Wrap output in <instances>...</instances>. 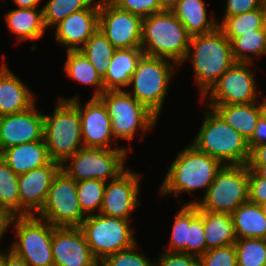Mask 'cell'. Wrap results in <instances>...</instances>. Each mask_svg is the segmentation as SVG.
Segmentation results:
<instances>
[{"mask_svg": "<svg viewBox=\"0 0 266 266\" xmlns=\"http://www.w3.org/2000/svg\"><path fill=\"white\" fill-rule=\"evenodd\" d=\"M57 99L70 101L78 109L84 147L113 149L115 138L111 119L104 103L98 97L89 98L84 107L78 95Z\"/></svg>", "mask_w": 266, "mask_h": 266, "instance_id": "5bb4252c", "label": "cell"}, {"mask_svg": "<svg viewBox=\"0 0 266 266\" xmlns=\"http://www.w3.org/2000/svg\"><path fill=\"white\" fill-rule=\"evenodd\" d=\"M260 3L264 6L266 4V0H259Z\"/></svg>", "mask_w": 266, "mask_h": 266, "instance_id": "db71d44e", "label": "cell"}, {"mask_svg": "<svg viewBox=\"0 0 266 266\" xmlns=\"http://www.w3.org/2000/svg\"><path fill=\"white\" fill-rule=\"evenodd\" d=\"M266 143V111L259 117L252 138L248 141L250 149L257 144Z\"/></svg>", "mask_w": 266, "mask_h": 266, "instance_id": "f6af8a7d", "label": "cell"}, {"mask_svg": "<svg viewBox=\"0 0 266 266\" xmlns=\"http://www.w3.org/2000/svg\"><path fill=\"white\" fill-rule=\"evenodd\" d=\"M51 249L54 266H95L99 263L80 227H54Z\"/></svg>", "mask_w": 266, "mask_h": 266, "instance_id": "ac0fdd59", "label": "cell"}, {"mask_svg": "<svg viewBox=\"0 0 266 266\" xmlns=\"http://www.w3.org/2000/svg\"><path fill=\"white\" fill-rule=\"evenodd\" d=\"M249 168L247 165H223L206 194L184 204H195L199 210L231 214L249 201Z\"/></svg>", "mask_w": 266, "mask_h": 266, "instance_id": "52a82bcc", "label": "cell"}, {"mask_svg": "<svg viewBox=\"0 0 266 266\" xmlns=\"http://www.w3.org/2000/svg\"><path fill=\"white\" fill-rule=\"evenodd\" d=\"M144 55L141 47L116 49L103 78L104 91L125 90Z\"/></svg>", "mask_w": 266, "mask_h": 266, "instance_id": "cb8c5ba5", "label": "cell"}, {"mask_svg": "<svg viewBox=\"0 0 266 266\" xmlns=\"http://www.w3.org/2000/svg\"><path fill=\"white\" fill-rule=\"evenodd\" d=\"M141 174L126 169L116 179L106 182L100 214L131 220L139 202Z\"/></svg>", "mask_w": 266, "mask_h": 266, "instance_id": "2e32d148", "label": "cell"}, {"mask_svg": "<svg viewBox=\"0 0 266 266\" xmlns=\"http://www.w3.org/2000/svg\"><path fill=\"white\" fill-rule=\"evenodd\" d=\"M4 18L9 32L16 36L19 43L40 40L47 31L43 22V9L39 7H17L6 12Z\"/></svg>", "mask_w": 266, "mask_h": 266, "instance_id": "d4e9b609", "label": "cell"}, {"mask_svg": "<svg viewBox=\"0 0 266 266\" xmlns=\"http://www.w3.org/2000/svg\"><path fill=\"white\" fill-rule=\"evenodd\" d=\"M129 149L120 145L113 149L82 147L61 164V170L76 182L89 179L108 182L126 170Z\"/></svg>", "mask_w": 266, "mask_h": 266, "instance_id": "9c48e42d", "label": "cell"}, {"mask_svg": "<svg viewBox=\"0 0 266 266\" xmlns=\"http://www.w3.org/2000/svg\"><path fill=\"white\" fill-rule=\"evenodd\" d=\"M98 74L103 79L108 71L109 64L116 48L107 40L106 36L98 29L80 49Z\"/></svg>", "mask_w": 266, "mask_h": 266, "instance_id": "1f68e13d", "label": "cell"}, {"mask_svg": "<svg viewBox=\"0 0 266 266\" xmlns=\"http://www.w3.org/2000/svg\"><path fill=\"white\" fill-rule=\"evenodd\" d=\"M190 35L172 11L143 18L141 49L144 55L171 60L179 67L186 57Z\"/></svg>", "mask_w": 266, "mask_h": 266, "instance_id": "277c9868", "label": "cell"}, {"mask_svg": "<svg viewBox=\"0 0 266 266\" xmlns=\"http://www.w3.org/2000/svg\"><path fill=\"white\" fill-rule=\"evenodd\" d=\"M205 0H181L171 11L190 36L208 34L218 28V18L208 15Z\"/></svg>", "mask_w": 266, "mask_h": 266, "instance_id": "484cf974", "label": "cell"}, {"mask_svg": "<svg viewBox=\"0 0 266 266\" xmlns=\"http://www.w3.org/2000/svg\"><path fill=\"white\" fill-rule=\"evenodd\" d=\"M232 55L236 62L254 63L255 57L266 55V29H259L231 41Z\"/></svg>", "mask_w": 266, "mask_h": 266, "instance_id": "4dcf8cb0", "label": "cell"}, {"mask_svg": "<svg viewBox=\"0 0 266 266\" xmlns=\"http://www.w3.org/2000/svg\"><path fill=\"white\" fill-rule=\"evenodd\" d=\"M3 1V0H2ZM18 8H34L39 7L42 0H12ZM5 2V0L3 1Z\"/></svg>", "mask_w": 266, "mask_h": 266, "instance_id": "681fc988", "label": "cell"}, {"mask_svg": "<svg viewBox=\"0 0 266 266\" xmlns=\"http://www.w3.org/2000/svg\"><path fill=\"white\" fill-rule=\"evenodd\" d=\"M249 201L263 205L266 203V179L249 169Z\"/></svg>", "mask_w": 266, "mask_h": 266, "instance_id": "7bdbcfd3", "label": "cell"}, {"mask_svg": "<svg viewBox=\"0 0 266 266\" xmlns=\"http://www.w3.org/2000/svg\"><path fill=\"white\" fill-rule=\"evenodd\" d=\"M53 28L55 41L66 51H78L99 29V0L87 9L73 12Z\"/></svg>", "mask_w": 266, "mask_h": 266, "instance_id": "ffe728a7", "label": "cell"}, {"mask_svg": "<svg viewBox=\"0 0 266 266\" xmlns=\"http://www.w3.org/2000/svg\"><path fill=\"white\" fill-rule=\"evenodd\" d=\"M60 170L61 164L51 161L19 175L20 216L36 215L41 210L52 181Z\"/></svg>", "mask_w": 266, "mask_h": 266, "instance_id": "d6986e66", "label": "cell"}, {"mask_svg": "<svg viewBox=\"0 0 266 266\" xmlns=\"http://www.w3.org/2000/svg\"><path fill=\"white\" fill-rule=\"evenodd\" d=\"M204 106L213 108L248 142L254 134L259 117L266 111V96L261 103L257 101L245 104H206Z\"/></svg>", "mask_w": 266, "mask_h": 266, "instance_id": "7402d4cb", "label": "cell"}, {"mask_svg": "<svg viewBox=\"0 0 266 266\" xmlns=\"http://www.w3.org/2000/svg\"><path fill=\"white\" fill-rule=\"evenodd\" d=\"M66 54L67 59L64 65L66 77L68 76L77 83L93 86L95 92L92 93V97H99L104 92L103 79L90 61L80 50L66 51Z\"/></svg>", "mask_w": 266, "mask_h": 266, "instance_id": "f1b7e54d", "label": "cell"}, {"mask_svg": "<svg viewBox=\"0 0 266 266\" xmlns=\"http://www.w3.org/2000/svg\"><path fill=\"white\" fill-rule=\"evenodd\" d=\"M3 266H30L23 258L14 254L10 249H3Z\"/></svg>", "mask_w": 266, "mask_h": 266, "instance_id": "c3c4849f", "label": "cell"}, {"mask_svg": "<svg viewBox=\"0 0 266 266\" xmlns=\"http://www.w3.org/2000/svg\"><path fill=\"white\" fill-rule=\"evenodd\" d=\"M163 10L171 11L181 0H158Z\"/></svg>", "mask_w": 266, "mask_h": 266, "instance_id": "f907efd6", "label": "cell"}, {"mask_svg": "<svg viewBox=\"0 0 266 266\" xmlns=\"http://www.w3.org/2000/svg\"><path fill=\"white\" fill-rule=\"evenodd\" d=\"M137 248L138 244L135 243L128 249L108 255L101 263L104 266H155V260Z\"/></svg>", "mask_w": 266, "mask_h": 266, "instance_id": "74e56055", "label": "cell"}, {"mask_svg": "<svg viewBox=\"0 0 266 266\" xmlns=\"http://www.w3.org/2000/svg\"><path fill=\"white\" fill-rule=\"evenodd\" d=\"M199 260L200 266H238L234 244L209 249L199 257Z\"/></svg>", "mask_w": 266, "mask_h": 266, "instance_id": "ab89813d", "label": "cell"}, {"mask_svg": "<svg viewBox=\"0 0 266 266\" xmlns=\"http://www.w3.org/2000/svg\"><path fill=\"white\" fill-rule=\"evenodd\" d=\"M118 9L128 11L142 18L164 11L158 0H108Z\"/></svg>", "mask_w": 266, "mask_h": 266, "instance_id": "60d3db41", "label": "cell"}, {"mask_svg": "<svg viewBox=\"0 0 266 266\" xmlns=\"http://www.w3.org/2000/svg\"><path fill=\"white\" fill-rule=\"evenodd\" d=\"M204 213L206 251L225 247L237 240L231 214L201 210Z\"/></svg>", "mask_w": 266, "mask_h": 266, "instance_id": "83f0119b", "label": "cell"}, {"mask_svg": "<svg viewBox=\"0 0 266 266\" xmlns=\"http://www.w3.org/2000/svg\"><path fill=\"white\" fill-rule=\"evenodd\" d=\"M176 66L171 60L143 55L130 79L131 90L125 91L159 119Z\"/></svg>", "mask_w": 266, "mask_h": 266, "instance_id": "5b68a950", "label": "cell"}, {"mask_svg": "<svg viewBox=\"0 0 266 266\" xmlns=\"http://www.w3.org/2000/svg\"><path fill=\"white\" fill-rule=\"evenodd\" d=\"M266 13L262 5L260 8L250 12L242 13L234 16H223L222 20H218V28L230 40V42L238 36L259 29H265Z\"/></svg>", "mask_w": 266, "mask_h": 266, "instance_id": "f546056e", "label": "cell"}, {"mask_svg": "<svg viewBox=\"0 0 266 266\" xmlns=\"http://www.w3.org/2000/svg\"><path fill=\"white\" fill-rule=\"evenodd\" d=\"M224 16L240 15L262 6L259 0H226Z\"/></svg>", "mask_w": 266, "mask_h": 266, "instance_id": "ee69618b", "label": "cell"}, {"mask_svg": "<svg viewBox=\"0 0 266 266\" xmlns=\"http://www.w3.org/2000/svg\"><path fill=\"white\" fill-rule=\"evenodd\" d=\"M205 252L204 213L199 210V214L190 222L186 254L200 257Z\"/></svg>", "mask_w": 266, "mask_h": 266, "instance_id": "f35d334b", "label": "cell"}, {"mask_svg": "<svg viewBox=\"0 0 266 266\" xmlns=\"http://www.w3.org/2000/svg\"><path fill=\"white\" fill-rule=\"evenodd\" d=\"M95 0H48L43 9V22L53 28L73 12L87 9Z\"/></svg>", "mask_w": 266, "mask_h": 266, "instance_id": "d590c367", "label": "cell"}, {"mask_svg": "<svg viewBox=\"0 0 266 266\" xmlns=\"http://www.w3.org/2000/svg\"><path fill=\"white\" fill-rule=\"evenodd\" d=\"M143 18L99 0V30L116 48L141 47Z\"/></svg>", "mask_w": 266, "mask_h": 266, "instance_id": "9a60e30c", "label": "cell"}, {"mask_svg": "<svg viewBox=\"0 0 266 266\" xmlns=\"http://www.w3.org/2000/svg\"><path fill=\"white\" fill-rule=\"evenodd\" d=\"M50 115L44 114V140L52 161L63 164L83 146L78 109L70 102L57 99Z\"/></svg>", "mask_w": 266, "mask_h": 266, "instance_id": "8992f818", "label": "cell"}, {"mask_svg": "<svg viewBox=\"0 0 266 266\" xmlns=\"http://www.w3.org/2000/svg\"><path fill=\"white\" fill-rule=\"evenodd\" d=\"M205 107L202 125L191 144L223 165H247L250 147L246 139L213 108Z\"/></svg>", "mask_w": 266, "mask_h": 266, "instance_id": "3957f363", "label": "cell"}, {"mask_svg": "<svg viewBox=\"0 0 266 266\" xmlns=\"http://www.w3.org/2000/svg\"><path fill=\"white\" fill-rule=\"evenodd\" d=\"M264 213L266 214V203L262 205Z\"/></svg>", "mask_w": 266, "mask_h": 266, "instance_id": "11a10c76", "label": "cell"}, {"mask_svg": "<svg viewBox=\"0 0 266 266\" xmlns=\"http://www.w3.org/2000/svg\"><path fill=\"white\" fill-rule=\"evenodd\" d=\"M95 266H104V265L101 262H99Z\"/></svg>", "mask_w": 266, "mask_h": 266, "instance_id": "9f6ffc18", "label": "cell"}, {"mask_svg": "<svg viewBox=\"0 0 266 266\" xmlns=\"http://www.w3.org/2000/svg\"><path fill=\"white\" fill-rule=\"evenodd\" d=\"M234 245L238 266H266V239L242 238Z\"/></svg>", "mask_w": 266, "mask_h": 266, "instance_id": "8d00e7d4", "label": "cell"}, {"mask_svg": "<svg viewBox=\"0 0 266 266\" xmlns=\"http://www.w3.org/2000/svg\"><path fill=\"white\" fill-rule=\"evenodd\" d=\"M247 165H266V143L254 145L250 149Z\"/></svg>", "mask_w": 266, "mask_h": 266, "instance_id": "bcb514c9", "label": "cell"}, {"mask_svg": "<svg viewBox=\"0 0 266 266\" xmlns=\"http://www.w3.org/2000/svg\"><path fill=\"white\" fill-rule=\"evenodd\" d=\"M0 65V117L28 110L36 103L35 94L6 63Z\"/></svg>", "mask_w": 266, "mask_h": 266, "instance_id": "44dd1931", "label": "cell"}, {"mask_svg": "<svg viewBox=\"0 0 266 266\" xmlns=\"http://www.w3.org/2000/svg\"><path fill=\"white\" fill-rule=\"evenodd\" d=\"M192 63L194 83L200 90V99L236 62L230 40L217 28L208 34L190 37L189 48L182 64Z\"/></svg>", "mask_w": 266, "mask_h": 266, "instance_id": "6da1fadb", "label": "cell"}, {"mask_svg": "<svg viewBox=\"0 0 266 266\" xmlns=\"http://www.w3.org/2000/svg\"><path fill=\"white\" fill-rule=\"evenodd\" d=\"M237 239H266V214L263 207L250 201L231 213Z\"/></svg>", "mask_w": 266, "mask_h": 266, "instance_id": "4316f807", "label": "cell"}, {"mask_svg": "<svg viewBox=\"0 0 266 266\" xmlns=\"http://www.w3.org/2000/svg\"><path fill=\"white\" fill-rule=\"evenodd\" d=\"M36 216L54 227H80L86 218L79 205L77 182L63 170L54 177L45 203Z\"/></svg>", "mask_w": 266, "mask_h": 266, "instance_id": "7c38bea8", "label": "cell"}, {"mask_svg": "<svg viewBox=\"0 0 266 266\" xmlns=\"http://www.w3.org/2000/svg\"><path fill=\"white\" fill-rule=\"evenodd\" d=\"M251 65L254 66L253 63L235 62L199 99L200 102L203 104H245L259 101L257 100L259 85H257V76Z\"/></svg>", "mask_w": 266, "mask_h": 266, "instance_id": "4fadbf2b", "label": "cell"}, {"mask_svg": "<svg viewBox=\"0 0 266 266\" xmlns=\"http://www.w3.org/2000/svg\"><path fill=\"white\" fill-rule=\"evenodd\" d=\"M130 220L102 214L87 215L80 228L93 256L102 262L108 255L137 243Z\"/></svg>", "mask_w": 266, "mask_h": 266, "instance_id": "8fae6325", "label": "cell"}, {"mask_svg": "<svg viewBox=\"0 0 266 266\" xmlns=\"http://www.w3.org/2000/svg\"><path fill=\"white\" fill-rule=\"evenodd\" d=\"M19 175L0 157V206L20 216Z\"/></svg>", "mask_w": 266, "mask_h": 266, "instance_id": "836d02e7", "label": "cell"}, {"mask_svg": "<svg viewBox=\"0 0 266 266\" xmlns=\"http://www.w3.org/2000/svg\"><path fill=\"white\" fill-rule=\"evenodd\" d=\"M36 103L26 111L0 117V152L12 146L44 140V117Z\"/></svg>", "mask_w": 266, "mask_h": 266, "instance_id": "e0dca14e", "label": "cell"}, {"mask_svg": "<svg viewBox=\"0 0 266 266\" xmlns=\"http://www.w3.org/2000/svg\"><path fill=\"white\" fill-rule=\"evenodd\" d=\"M0 157L18 175L47 165L52 161L45 140L9 147L0 152Z\"/></svg>", "mask_w": 266, "mask_h": 266, "instance_id": "603a6c76", "label": "cell"}, {"mask_svg": "<svg viewBox=\"0 0 266 266\" xmlns=\"http://www.w3.org/2000/svg\"><path fill=\"white\" fill-rule=\"evenodd\" d=\"M178 202L180 210L175 215L171 237L164 251L186 253L190 222L199 214V208L195 204H182L184 202L181 200Z\"/></svg>", "mask_w": 266, "mask_h": 266, "instance_id": "d6a6232c", "label": "cell"}, {"mask_svg": "<svg viewBox=\"0 0 266 266\" xmlns=\"http://www.w3.org/2000/svg\"><path fill=\"white\" fill-rule=\"evenodd\" d=\"M250 170H253L259 177L266 179V165H247Z\"/></svg>", "mask_w": 266, "mask_h": 266, "instance_id": "816d5d0a", "label": "cell"}, {"mask_svg": "<svg viewBox=\"0 0 266 266\" xmlns=\"http://www.w3.org/2000/svg\"><path fill=\"white\" fill-rule=\"evenodd\" d=\"M155 257V266H200L199 257L181 252H161Z\"/></svg>", "mask_w": 266, "mask_h": 266, "instance_id": "b9f144b4", "label": "cell"}, {"mask_svg": "<svg viewBox=\"0 0 266 266\" xmlns=\"http://www.w3.org/2000/svg\"><path fill=\"white\" fill-rule=\"evenodd\" d=\"M98 98L110 116L115 142L119 139L130 142L137 131L142 133V139L158 124V118L125 90L104 91Z\"/></svg>", "mask_w": 266, "mask_h": 266, "instance_id": "ba28073f", "label": "cell"}, {"mask_svg": "<svg viewBox=\"0 0 266 266\" xmlns=\"http://www.w3.org/2000/svg\"><path fill=\"white\" fill-rule=\"evenodd\" d=\"M12 227L16 235L9 249L30 266H54L52 238L54 226L36 215L15 216Z\"/></svg>", "mask_w": 266, "mask_h": 266, "instance_id": "30bf717a", "label": "cell"}, {"mask_svg": "<svg viewBox=\"0 0 266 266\" xmlns=\"http://www.w3.org/2000/svg\"><path fill=\"white\" fill-rule=\"evenodd\" d=\"M222 166L219 160L199 151L190 143L179 151L168 166L158 194H171L177 198L184 192L190 196L194 191L205 189L203 197Z\"/></svg>", "mask_w": 266, "mask_h": 266, "instance_id": "7a4b0ae2", "label": "cell"}, {"mask_svg": "<svg viewBox=\"0 0 266 266\" xmlns=\"http://www.w3.org/2000/svg\"><path fill=\"white\" fill-rule=\"evenodd\" d=\"M0 266H3V249L0 248Z\"/></svg>", "mask_w": 266, "mask_h": 266, "instance_id": "f5cc1de1", "label": "cell"}, {"mask_svg": "<svg viewBox=\"0 0 266 266\" xmlns=\"http://www.w3.org/2000/svg\"><path fill=\"white\" fill-rule=\"evenodd\" d=\"M106 182L98 179L77 181V196L81 210L87 215L99 214Z\"/></svg>", "mask_w": 266, "mask_h": 266, "instance_id": "e575fe53", "label": "cell"}, {"mask_svg": "<svg viewBox=\"0 0 266 266\" xmlns=\"http://www.w3.org/2000/svg\"><path fill=\"white\" fill-rule=\"evenodd\" d=\"M15 215H13L7 208L0 206V242L5 233L12 225V221Z\"/></svg>", "mask_w": 266, "mask_h": 266, "instance_id": "7dc6e473", "label": "cell"}]
</instances>
